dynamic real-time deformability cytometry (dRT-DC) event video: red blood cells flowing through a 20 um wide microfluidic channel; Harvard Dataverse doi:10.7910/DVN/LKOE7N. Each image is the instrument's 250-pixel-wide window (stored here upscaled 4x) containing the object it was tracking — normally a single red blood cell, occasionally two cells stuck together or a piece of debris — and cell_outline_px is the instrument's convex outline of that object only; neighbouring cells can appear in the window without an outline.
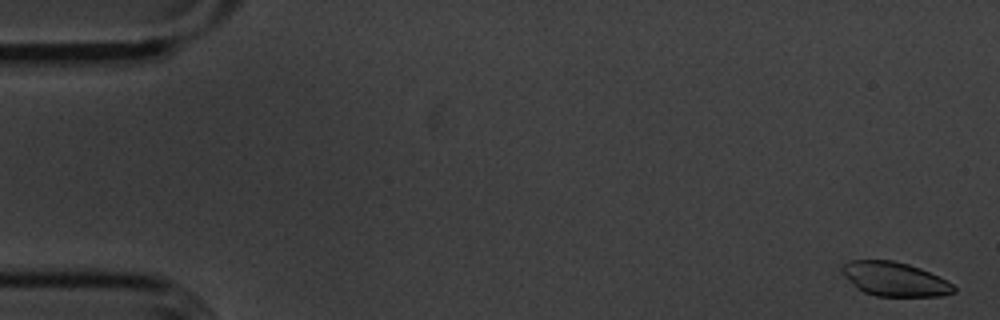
{"species": "common noctule bat (a hibernating species)", "species_latin": "Nyctalus noctula", "temperature_condition": "cold", "stored_images_in_passage": 56, "camera_frame_rate_fps": 3000, "um_per_image_px": 0.085, "animal": {"sex": "male", "body_mass_g": 20.1, "forearm_length_mm": 53.5}, "frame": {"image": 1, "passage_image": 2, "time_ms": 0.333, "image_size_px": [1000, 320], "cell_outline_px": [[956, 292], [940, 296], [876, 296], [864, 292], [856, 288], [840, 272], [840, 268], [848, 260], [892, 260], [908, 264], [920, 268], [952, 284], [956, 288]], "centroid_in_image_um": [75.99, 23.72], "position_along_channel_um": 9.0, "area_um2": 22.14}}
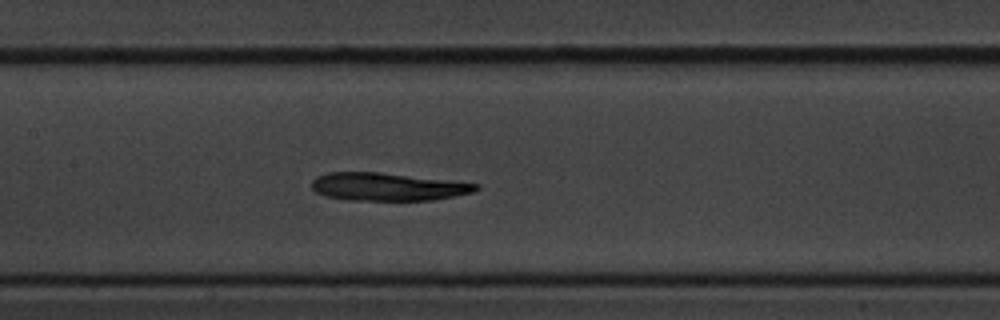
{"frame": {"image": 2, "passage_image": 27, "time_ms": 8.667, "image_size_px": [1000, 320], "cell_outline_px": [[480, 188], [472, 192], [432, 200], [344, 200], [324, 196], [316, 192], [312, 188], [312, 180], [316, 176], [328, 172], [380, 172], [476, 184]], "centroid_in_image_um": [32.84, 15.88], "position_along_channel_um": 174.6, "area_um2": 26.41}}
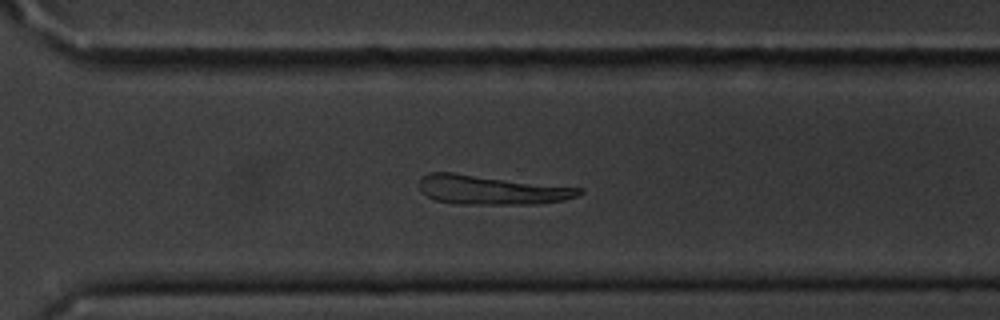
{"frame": {"image": 3, "passage_image": 40, "time_ms": 13.0, "image_size_px": [1000, 320], "cell_outline_px": [[584, 192], [580, 196], [564, 200], [536, 204], [452, 204], [436, 200], [420, 192], [420, 176], [428, 172], [452, 172], [584, 188]], "centroid_in_image_um": [41.78, 16.14], "position_along_channel_um": 328.8, "area_um2": 27.63}}